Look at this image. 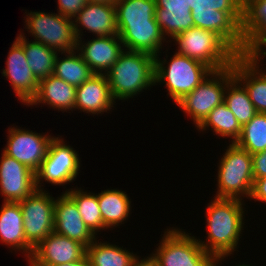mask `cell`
Returning a JSON list of instances; mask_svg holds the SVG:
<instances>
[{"label":"cell","mask_w":266,"mask_h":266,"mask_svg":"<svg viewBox=\"0 0 266 266\" xmlns=\"http://www.w3.org/2000/svg\"><path fill=\"white\" fill-rule=\"evenodd\" d=\"M235 39L241 52H249L266 36V0H231Z\"/></svg>","instance_id":"7c38bea8"},{"label":"cell","mask_w":266,"mask_h":266,"mask_svg":"<svg viewBox=\"0 0 266 266\" xmlns=\"http://www.w3.org/2000/svg\"><path fill=\"white\" fill-rule=\"evenodd\" d=\"M114 100H127L155 86V57L124 50L106 73Z\"/></svg>","instance_id":"3957f363"},{"label":"cell","mask_w":266,"mask_h":266,"mask_svg":"<svg viewBox=\"0 0 266 266\" xmlns=\"http://www.w3.org/2000/svg\"><path fill=\"white\" fill-rule=\"evenodd\" d=\"M263 47H266V36L263 37L249 53L260 63L262 56L266 57V49L263 50Z\"/></svg>","instance_id":"8d00e7d4"},{"label":"cell","mask_w":266,"mask_h":266,"mask_svg":"<svg viewBox=\"0 0 266 266\" xmlns=\"http://www.w3.org/2000/svg\"><path fill=\"white\" fill-rule=\"evenodd\" d=\"M114 103L106 74H95L76 88L75 110L94 116L110 111Z\"/></svg>","instance_id":"44dd1931"},{"label":"cell","mask_w":266,"mask_h":266,"mask_svg":"<svg viewBox=\"0 0 266 266\" xmlns=\"http://www.w3.org/2000/svg\"><path fill=\"white\" fill-rule=\"evenodd\" d=\"M177 53L199 61L212 71L226 69L242 53L235 39L231 2L222 0L201 22L173 38Z\"/></svg>","instance_id":"6da1fadb"},{"label":"cell","mask_w":266,"mask_h":266,"mask_svg":"<svg viewBox=\"0 0 266 266\" xmlns=\"http://www.w3.org/2000/svg\"><path fill=\"white\" fill-rule=\"evenodd\" d=\"M259 65L249 52H242L233 62V73L246 88L256 112L266 114V72Z\"/></svg>","instance_id":"d6986e66"},{"label":"cell","mask_w":266,"mask_h":266,"mask_svg":"<svg viewBox=\"0 0 266 266\" xmlns=\"http://www.w3.org/2000/svg\"><path fill=\"white\" fill-rule=\"evenodd\" d=\"M60 54H65V57L61 58L57 55L53 75L76 88L95 75L77 50L61 52Z\"/></svg>","instance_id":"f1b7e54d"},{"label":"cell","mask_w":266,"mask_h":266,"mask_svg":"<svg viewBox=\"0 0 266 266\" xmlns=\"http://www.w3.org/2000/svg\"><path fill=\"white\" fill-rule=\"evenodd\" d=\"M117 29L124 49L148 53L154 57L160 55L162 44L166 41L159 24L117 26Z\"/></svg>","instance_id":"7402d4cb"},{"label":"cell","mask_w":266,"mask_h":266,"mask_svg":"<svg viewBox=\"0 0 266 266\" xmlns=\"http://www.w3.org/2000/svg\"><path fill=\"white\" fill-rule=\"evenodd\" d=\"M219 161L215 198L249 199L254 182L252 154L230 143Z\"/></svg>","instance_id":"277c9868"},{"label":"cell","mask_w":266,"mask_h":266,"mask_svg":"<svg viewBox=\"0 0 266 266\" xmlns=\"http://www.w3.org/2000/svg\"><path fill=\"white\" fill-rule=\"evenodd\" d=\"M8 130V141L3 152L36 173L47 155L54 136L21 129V127L19 129L18 126Z\"/></svg>","instance_id":"4fadbf2b"},{"label":"cell","mask_w":266,"mask_h":266,"mask_svg":"<svg viewBox=\"0 0 266 266\" xmlns=\"http://www.w3.org/2000/svg\"><path fill=\"white\" fill-rule=\"evenodd\" d=\"M65 192L74 200L82 220L95 236L100 230H105L97 194L87 193L81 188L69 189Z\"/></svg>","instance_id":"1f68e13d"},{"label":"cell","mask_w":266,"mask_h":266,"mask_svg":"<svg viewBox=\"0 0 266 266\" xmlns=\"http://www.w3.org/2000/svg\"><path fill=\"white\" fill-rule=\"evenodd\" d=\"M155 266H215V257L206 252L195 236L175 227L167 228L155 253Z\"/></svg>","instance_id":"8992f818"},{"label":"cell","mask_w":266,"mask_h":266,"mask_svg":"<svg viewBox=\"0 0 266 266\" xmlns=\"http://www.w3.org/2000/svg\"><path fill=\"white\" fill-rule=\"evenodd\" d=\"M117 0H88V2L92 3H107V4H115Z\"/></svg>","instance_id":"ab89813d"},{"label":"cell","mask_w":266,"mask_h":266,"mask_svg":"<svg viewBox=\"0 0 266 266\" xmlns=\"http://www.w3.org/2000/svg\"><path fill=\"white\" fill-rule=\"evenodd\" d=\"M26 16L25 28L35 38V42H40L59 53L76 50L77 38L73 19L59 13L40 11H30Z\"/></svg>","instance_id":"9c48e42d"},{"label":"cell","mask_w":266,"mask_h":266,"mask_svg":"<svg viewBox=\"0 0 266 266\" xmlns=\"http://www.w3.org/2000/svg\"><path fill=\"white\" fill-rule=\"evenodd\" d=\"M46 190H35L19 202L26 241L35 248L54 231L55 199Z\"/></svg>","instance_id":"8fae6325"},{"label":"cell","mask_w":266,"mask_h":266,"mask_svg":"<svg viewBox=\"0 0 266 266\" xmlns=\"http://www.w3.org/2000/svg\"><path fill=\"white\" fill-rule=\"evenodd\" d=\"M75 102L76 87L52 74L39 80L38 90L27 105L47 103L53 109L67 112L75 109Z\"/></svg>","instance_id":"cb8c5ba5"},{"label":"cell","mask_w":266,"mask_h":266,"mask_svg":"<svg viewBox=\"0 0 266 266\" xmlns=\"http://www.w3.org/2000/svg\"><path fill=\"white\" fill-rule=\"evenodd\" d=\"M132 266H155V264L150 257H147L144 259L138 258Z\"/></svg>","instance_id":"f35d334b"},{"label":"cell","mask_w":266,"mask_h":266,"mask_svg":"<svg viewBox=\"0 0 266 266\" xmlns=\"http://www.w3.org/2000/svg\"><path fill=\"white\" fill-rule=\"evenodd\" d=\"M86 256L91 266H132L139 256L108 242L95 239L86 247Z\"/></svg>","instance_id":"83f0119b"},{"label":"cell","mask_w":266,"mask_h":266,"mask_svg":"<svg viewBox=\"0 0 266 266\" xmlns=\"http://www.w3.org/2000/svg\"><path fill=\"white\" fill-rule=\"evenodd\" d=\"M234 77L233 65L210 75L191 93H188L177 105L188 114L198 128L209 113L224 102L228 82Z\"/></svg>","instance_id":"ba28073f"},{"label":"cell","mask_w":266,"mask_h":266,"mask_svg":"<svg viewBox=\"0 0 266 266\" xmlns=\"http://www.w3.org/2000/svg\"><path fill=\"white\" fill-rule=\"evenodd\" d=\"M54 266H91V263L87 256H85L83 259L75 262H70L67 264H61V265H54Z\"/></svg>","instance_id":"74e56055"},{"label":"cell","mask_w":266,"mask_h":266,"mask_svg":"<svg viewBox=\"0 0 266 266\" xmlns=\"http://www.w3.org/2000/svg\"><path fill=\"white\" fill-rule=\"evenodd\" d=\"M226 257H228V256H219V257H217L215 259V266H219L220 265L219 262H221V260H224V258H226Z\"/></svg>","instance_id":"60d3db41"},{"label":"cell","mask_w":266,"mask_h":266,"mask_svg":"<svg viewBox=\"0 0 266 266\" xmlns=\"http://www.w3.org/2000/svg\"><path fill=\"white\" fill-rule=\"evenodd\" d=\"M252 165L254 180L266 177V150L252 154Z\"/></svg>","instance_id":"e575fe53"},{"label":"cell","mask_w":266,"mask_h":266,"mask_svg":"<svg viewBox=\"0 0 266 266\" xmlns=\"http://www.w3.org/2000/svg\"><path fill=\"white\" fill-rule=\"evenodd\" d=\"M224 103L241 126L248 123L257 114L246 88L235 76L227 84Z\"/></svg>","instance_id":"4dcf8cb0"},{"label":"cell","mask_w":266,"mask_h":266,"mask_svg":"<svg viewBox=\"0 0 266 266\" xmlns=\"http://www.w3.org/2000/svg\"><path fill=\"white\" fill-rule=\"evenodd\" d=\"M88 0H58V13L67 18H74Z\"/></svg>","instance_id":"836d02e7"},{"label":"cell","mask_w":266,"mask_h":266,"mask_svg":"<svg viewBox=\"0 0 266 266\" xmlns=\"http://www.w3.org/2000/svg\"><path fill=\"white\" fill-rule=\"evenodd\" d=\"M16 41L23 47L27 64L38 80L53 74L55 59L59 52L40 42L28 41L21 32Z\"/></svg>","instance_id":"484cf974"},{"label":"cell","mask_w":266,"mask_h":266,"mask_svg":"<svg viewBox=\"0 0 266 266\" xmlns=\"http://www.w3.org/2000/svg\"><path fill=\"white\" fill-rule=\"evenodd\" d=\"M83 43L82 38L78 39L76 50L95 74H106L124 51L119 35L100 36Z\"/></svg>","instance_id":"e0dca14e"},{"label":"cell","mask_w":266,"mask_h":266,"mask_svg":"<svg viewBox=\"0 0 266 266\" xmlns=\"http://www.w3.org/2000/svg\"><path fill=\"white\" fill-rule=\"evenodd\" d=\"M29 261V266H36L34 263H32L30 260H27V262Z\"/></svg>","instance_id":"b9f144b4"},{"label":"cell","mask_w":266,"mask_h":266,"mask_svg":"<svg viewBox=\"0 0 266 266\" xmlns=\"http://www.w3.org/2000/svg\"><path fill=\"white\" fill-rule=\"evenodd\" d=\"M168 62L165 58L155 57V84L164 83L168 95L177 104L188 93H191L212 72L203 63L175 52Z\"/></svg>","instance_id":"5b68a950"},{"label":"cell","mask_w":266,"mask_h":266,"mask_svg":"<svg viewBox=\"0 0 266 266\" xmlns=\"http://www.w3.org/2000/svg\"><path fill=\"white\" fill-rule=\"evenodd\" d=\"M243 201L215 198L207 204V242L198 239L204 250L215 258L233 255L244 230ZM235 249V250H234ZM233 252V253H232Z\"/></svg>","instance_id":"7a4b0ae2"},{"label":"cell","mask_w":266,"mask_h":266,"mask_svg":"<svg viewBox=\"0 0 266 266\" xmlns=\"http://www.w3.org/2000/svg\"><path fill=\"white\" fill-rule=\"evenodd\" d=\"M54 232L75 240L85 247L96 239L82 220L74 200L66 192L55 201Z\"/></svg>","instance_id":"ac0fdd59"},{"label":"cell","mask_w":266,"mask_h":266,"mask_svg":"<svg viewBox=\"0 0 266 266\" xmlns=\"http://www.w3.org/2000/svg\"><path fill=\"white\" fill-rule=\"evenodd\" d=\"M0 210V241L13 250H23L30 259L33 247L26 241L19 202H4Z\"/></svg>","instance_id":"603a6c76"},{"label":"cell","mask_w":266,"mask_h":266,"mask_svg":"<svg viewBox=\"0 0 266 266\" xmlns=\"http://www.w3.org/2000/svg\"><path fill=\"white\" fill-rule=\"evenodd\" d=\"M222 0H156V22L173 39L201 22Z\"/></svg>","instance_id":"52a82bcc"},{"label":"cell","mask_w":266,"mask_h":266,"mask_svg":"<svg viewBox=\"0 0 266 266\" xmlns=\"http://www.w3.org/2000/svg\"><path fill=\"white\" fill-rule=\"evenodd\" d=\"M209 127L218 136L230 137L232 139L230 142L232 143L239 139L242 131V126L224 102L209 113L197 130L203 132L208 130Z\"/></svg>","instance_id":"f546056e"},{"label":"cell","mask_w":266,"mask_h":266,"mask_svg":"<svg viewBox=\"0 0 266 266\" xmlns=\"http://www.w3.org/2000/svg\"><path fill=\"white\" fill-rule=\"evenodd\" d=\"M1 155L0 194L4 202H20L36 190V173L4 152Z\"/></svg>","instance_id":"5bb4252c"},{"label":"cell","mask_w":266,"mask_h":266,"mask_svg":"<svg viewBox=\"0 0 266 266\" xmlns=\"http://www.w3.org/2000/svg\"><path fill=\"white\" fill-rule=\"evenodd\" d=\"M250 200L266 203V177L257 178L253 182Z\"/></svg>","instance_id":"d590c367"},{"label":"cell","mask_w":266,"mask_h":266,"mask_svg":"<svg viewBox=\"0 0 266 266\" xmlns=\"http://www.w3.org/2000/svg\"><path fill=\"white\" fill-rule=\"evenodd\" d=\"M114 5L117 26L158 24L156 0H117Z\"/></svg>","instance_id":"4316f807"},{"label":"cell","mask_w":266,"mask_h":266,"mask_svg":"<svg viewBox=\"0 0 266 266\" xmlns=\"http://www.w3.org/2000/svg\"><path fill=\"white\" fill-rule=\"evenodd\" d=\"M103 224L106 229L117 227L128 220L131 201L126 192L107 189L97 194Z\"/></svg>","instance_id":"d4e9b609"},{"label":"cell","mask_w":266,"mask_h":266,"mask_svg":"<svg viewBox=\"0 0 266 266\" xmlns=\"http://www.w3.org/2000/svg\"><path fill=\"white\" fill-rule=\"evenodd\" d=\"M10 49L2 75L9 79L18 100L27 105L38 90L39 80L27 64L23 47L15 40Z\"/></svg>","instance_id":"2e32d148"},{"label":"cell","mask_w":266,"mask_h":266,"mask_svg":"<svg viewBox=\"0 0 266 266\" xmlns=\"http://www.w3.org/2000/svg\"><path fill=\"white\" fill-rule=\"evenodd\" d=\"M85 256L83 244L53 231L33 249L29 260L36 266H54L79 261Z\"/></svg>","instance_id":"9a60e30c"},{"label":"cell","mask_w":266,"mask_h":266,"mask_svg":"<svg viewBox=\"0 0 266 266\" xmlns=\"http://www.w3.org/2000/svg\"><path fill=\"white\" fill-rule=\"evenodd\" d=\"M73 25L77 40L81 38V30L84 29L96 37L118 35L115 5L87 2L73 18ZM80 26L83 29L79 28Z\"/></svg>","instance_id":"ffe728a7"},{"label":"cell","mask_w":266,"mask_h":266,"mask_svg":"<svg viewBox=\"0 0 266 266\" xmlns=\"http://www.w3.org/2000/svg\"><path fill=\"white\" fill-rule=\"evenodd\" d=\"M237 266H250V265L242 264V265H237Z\"/></svg>","instance_id":"7bdbcfd3"},{"label":"cell","mask_w":266,"mask_h":266,"mask_svg":"<svg viewBox=\"0 0 266 266\" xmlns=\"http://www.w3.org/2000/svg\"><path fill=\"white\" fill-rule=\"evenodd\" d=\"M235 143L250 154L266 150V114L257 113L244 124L241 135Z\"/></svg>","instance_id":"d6a6232c"},{"label":"cell","mask_w":266,"mask_h":266,"mask_svg":"<svg viewBox=\"0 0 266 266\" xmlns=\"http://www.w3.org/2000/svg\"><path fill=\"white\" fill-rule=\"evenodd\" d=\"M80 159L76 150L66 145L63 138L55 137L51 140L47 155L41 167L36 172V189L44 190L41 181H47L52 185L71 183L80 171Z\"/></svg>","instance_id":"30bf717a"}]
</instances>
